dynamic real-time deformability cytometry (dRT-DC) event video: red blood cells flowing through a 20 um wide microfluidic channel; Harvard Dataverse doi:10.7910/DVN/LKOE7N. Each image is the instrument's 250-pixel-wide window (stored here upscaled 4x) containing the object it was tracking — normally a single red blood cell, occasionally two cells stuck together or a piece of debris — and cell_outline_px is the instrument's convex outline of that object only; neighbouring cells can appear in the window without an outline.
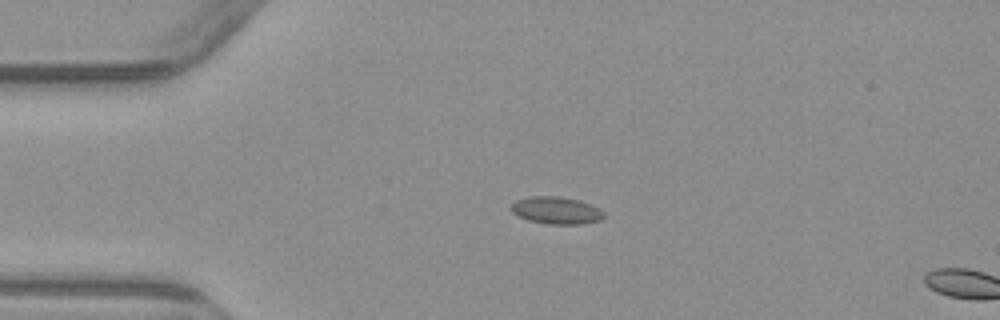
{"species": "common noctule bat (a hibernating species)", "species_latin": "Nyctalus noctula", "temperature_condition": "warm", "stored_images_in_passage": 2, "camera_frame_rate_fps": 3000, "um_per_image_px": 0.085, "animal": {"sex": "male", "body_mass_g": 23.1, "forearm_length_mm": 52.7}, "frame": {"image": 1, "passage_image": 1, "time_ms": 0.0, "image_size_px": [1000, 320], "cell_outline_px": [[604, 216], [600, 220], [580, 224], [548, 224], [528, 220], [512, 212], [508, 208], [516, 200], [528, 196], [560, 196], [580, 200], [604, 212]], "centroid_in_image_um": [47.24, 17.87], "position_along_channel_um": 37.8, "area_um2": 14.68}}